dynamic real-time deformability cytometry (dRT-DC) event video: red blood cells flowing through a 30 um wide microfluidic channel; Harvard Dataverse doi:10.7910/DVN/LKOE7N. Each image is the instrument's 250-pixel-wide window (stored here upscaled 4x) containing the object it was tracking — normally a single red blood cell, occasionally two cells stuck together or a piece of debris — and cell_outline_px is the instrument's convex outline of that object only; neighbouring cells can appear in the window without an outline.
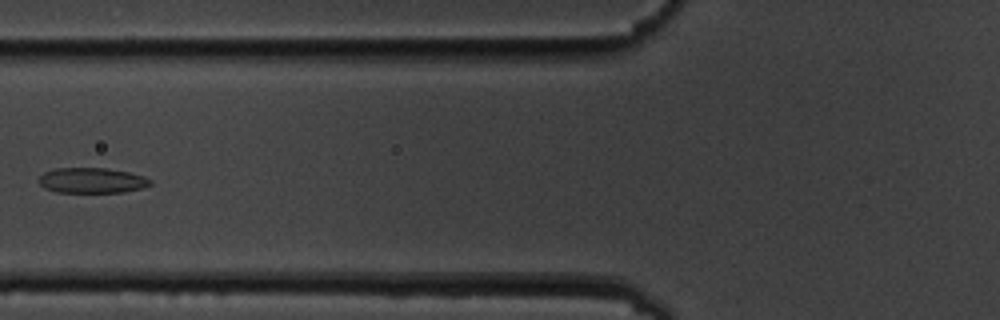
{"species": "common noctule bat (a hibernating species)", "species_latin": "Nyctalus noctula", "temperature_condition": "cold", "stored_images_in_passage": 12, "camera_frame_rate_fps": 3000, "um_per_image_px": 0.085, "animal": {"sex": "male", "body_mass_g": 19.5, "forearm_length_mm": 54.6}, "frame": {"image": 1, "passage_image": 3, "time_ms": 2.333, "image_size_px": [1000, 320], "cell_outline_px": [[152, 184], [140, 188], [124, 192], [56, 192], [44, 188], [40, 184], [40, 176], [44, 172], [56, 168], [108, 168], [128, 172], [144, 176], [152, 180]], "centroid_in_image_um": [7.82, 15.33], "position_along_channel_um": 118.0, "area_um2": 16.42}}
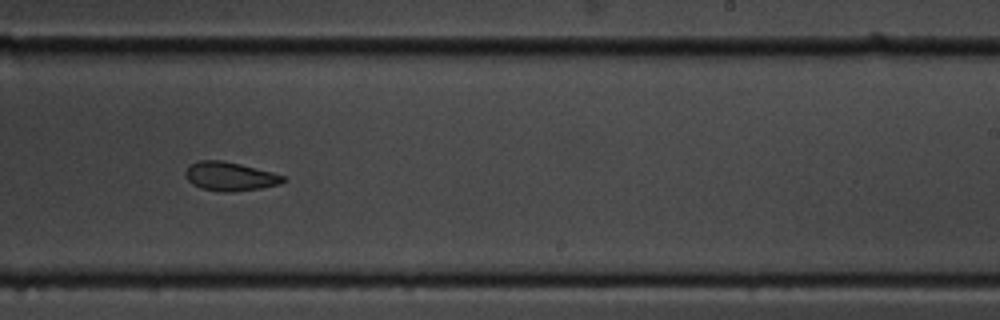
{"frame": {"image": 2, "passage_image": 7, "time_ms": 6.667, "image_size_px": [1000, 320], "cell_outline_px": [[288, 180], [280, 184], [260, 188], [228, 192], [220, 192], [200, 188], [192, 184], [188, 180], [184, 172], [192, 164], [200, 160], [220, 160], [240, 164], [272, 172], [284, 176]], "centroid_in_image_um": [19.56, 15.0], "position_along_channel_um": 269.4, "area_um2": 16.3}}
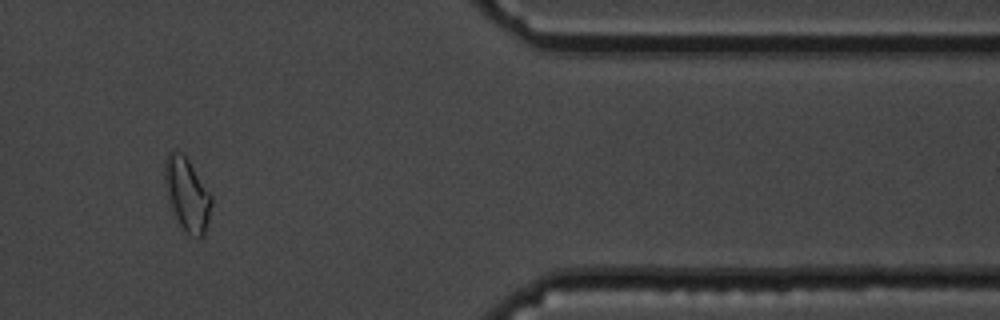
{"frame": {"image": 3, "passage_image": 10, "time_ms": 11.0, "image_size_px": [1000, 320], "cell_outline_px": [[212, 204], [204, 236], [200, 240], [192, 236], [180, 224], [172, 208], [164, 184], [164, 160], [168, 152], [176, 148], [184, 152], [212, 196]], "centroid_in_image_um": [15.9, 16.44], "position_along_channel_um": 395.5, "area_um2": 20.06}, "authors_computed_cell_mechanics": {"area_um2": 16.9065, "velocity_mm_per_s": 3.5065, "shape_relaxation_time_tau1_ms": 3.0767, "shape_relaxation_time_tau2_ms": 1.3681, "deformation_change_tau1": 0.0986, "deformation_change_tau2": 0.0488}}